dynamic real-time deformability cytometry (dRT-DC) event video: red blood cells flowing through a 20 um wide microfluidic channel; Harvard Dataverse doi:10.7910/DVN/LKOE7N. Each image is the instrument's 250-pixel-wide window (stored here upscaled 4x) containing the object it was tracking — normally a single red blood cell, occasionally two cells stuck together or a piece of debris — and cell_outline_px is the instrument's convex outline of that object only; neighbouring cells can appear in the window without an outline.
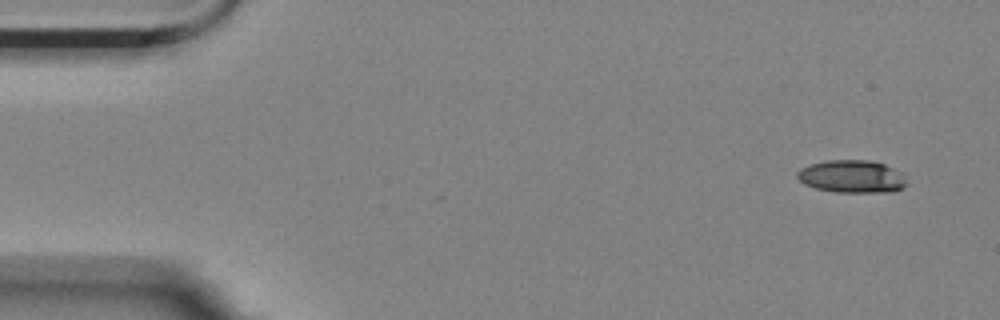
{"species": "Egyptian fruit bat (a non-hibernating species)", "species_latin": "Rousettus aegyptiacus", "temperature_condition": "room temperature", "stored_images_in_passage": 2, "camera_frame_rate_fps": 3000, "um_per_image_px": 0.085, "animal": {"sex": "female"}, "frame": {"image": 1, "passage_image": 2, "time_ms": 0.333, "image_size_px": [1000, 320], "cell_outline_px": [[908, 184], [904, 188], [892, 192], [836, 192], [816, 188], [804, 184], [796, 176], [796, 172], [800, 168], [808, 164], [828, 160], [868, 160], [884, 164], [892, 168]], "centroid_in_image_um": [72.35, 15.0], "position_along_channel_um": 12.7, "area_um2": 20.69}}